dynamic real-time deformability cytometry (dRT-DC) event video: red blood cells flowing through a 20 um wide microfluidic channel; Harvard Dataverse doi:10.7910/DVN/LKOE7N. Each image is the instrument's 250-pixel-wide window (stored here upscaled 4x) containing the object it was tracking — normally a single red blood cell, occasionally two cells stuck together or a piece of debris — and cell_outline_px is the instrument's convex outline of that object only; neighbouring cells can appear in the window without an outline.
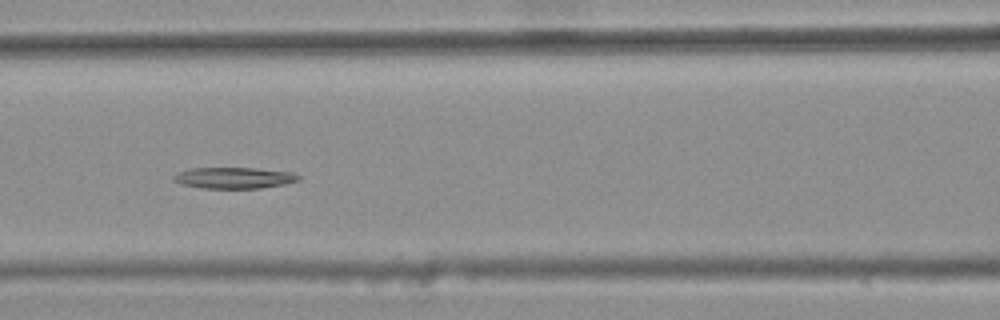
{"species": "common noctule bat (a hibernating species)", "species_latin": "Nyctalus noctula", "temperature_condition": "warm", "stored_images_in_passage": 8, "camera_frame_rate_fps": 3000, "um_per_image_px": 0.085, "animal": {"sex": "female", "body_mass_g": 25.1}, "frame": {"image": 1, "passage_image": 6, "time_ms": 1.667, "image_size_px": [1000, 320], "cell_outline_px": [[300, 180], [284, 184], [260, 188], [200, 188], [184, 184], [172, 180], [172, 176], [180, 172], [192, 168], [256, 168], [292, 172], [300, 176]], "centroid_in_image_um": [19.92, 15.12], "position_along_channel_um": 146.7, "area_um2": 15.32}}
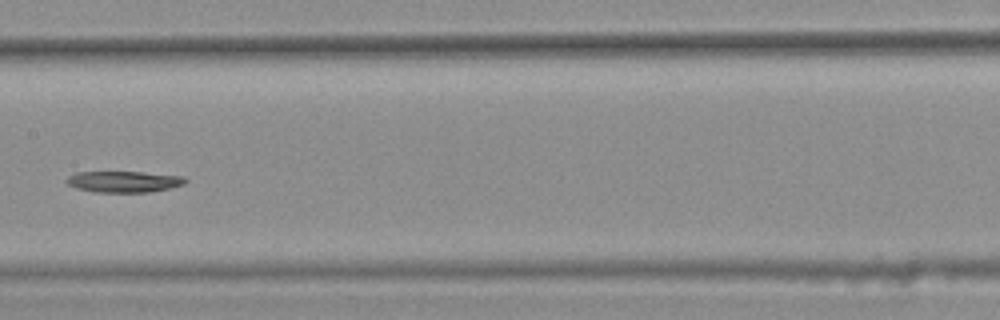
{"frame": {"image": 2, "passage_image": 7, "time_ms": 2.0, "image_size_px": [1000, 320], "cell_outline_px": [[188, 180], [184, 184], [168, 188], [148, 192], [96, 192], [76, 188], [68, 184], [64, 180], [68, 176], [76, 172], [144, 172], [184, 176]], "centroid_in_image_um": [10.52, 15.43], "position_along_channel_um": 196.9, "area_um2": 14.68}}
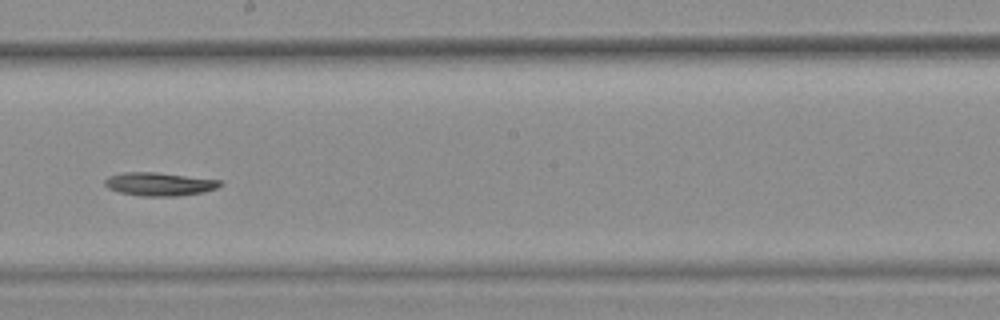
{"frame": {"image": 3, "passage_image": 8, "time_ms": 2.333, "image_size_px": [1000, 320], "cell_outline_px": [[224, 184], [216, 188], [204, 192], [176, 196], [140, 196], [120, 192], [108, 188], [104, 184], [104, 180], [108, 176], [124, 172], [156, 172], [220, 180]], "centroid_in_image_um": [13.54, 15.64], "position_along_channel_um": 234.7, "area_um2": 15.66}}